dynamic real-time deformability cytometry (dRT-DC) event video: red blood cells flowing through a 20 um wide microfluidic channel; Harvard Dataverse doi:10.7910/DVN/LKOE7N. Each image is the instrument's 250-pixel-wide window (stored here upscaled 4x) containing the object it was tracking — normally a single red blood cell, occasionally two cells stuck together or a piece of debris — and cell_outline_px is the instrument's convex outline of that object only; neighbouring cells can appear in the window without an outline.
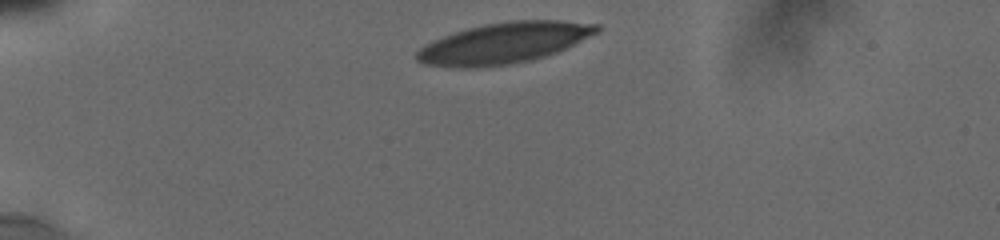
{"species": "human", "species_latin": "Homo sapiens", "temperature_condition": "cold", "stored_images_in_passage": 9, "camera_frame_rate_fps": 3000, "um_per_image_px": 0.085, "donor": {"sex": "male"}, "frame": {"image": 1, "passage_image": 1, "time_ms": 0.0, "image_size_px": [1000, 240], "cell_outline_px": [[600, 32], [556, 52], [532, 60], [512, 64], [472, 68], [456, 68], [424, 64], [416, 60], [412, 56], [424, 44], [444, 36], [468, 28], [484, 24], [512, 20], [560, 20], [600, 24]], "centroid_in_image_um": [42.82, 3.66], "position_along_channel_um": 42.2, "area_um2": 43.06}}